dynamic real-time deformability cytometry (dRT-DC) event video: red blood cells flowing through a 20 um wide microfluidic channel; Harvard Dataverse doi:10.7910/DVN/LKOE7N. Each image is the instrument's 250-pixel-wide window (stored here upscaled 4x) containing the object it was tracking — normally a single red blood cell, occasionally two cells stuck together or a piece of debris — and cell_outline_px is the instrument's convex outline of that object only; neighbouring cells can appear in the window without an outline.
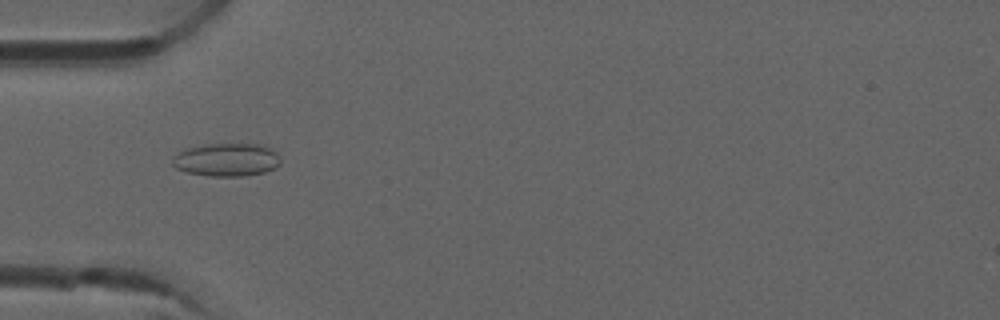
{"species": "common noctule bat (a hibernating species)", "species_latin": "Nyctalus noctula", "temperature_condition": "room temperature", "stored_images_in_passage": 8, "camera_frame_rate_fps": 3000, "um_per_image_px": 0.085, "animal": {"sex": "male", "forearm_length_mm": 52.5}, "frame": {"image": 1, "passage_image": 5, "time_ms": 1.333, "image_size_px": [1000, 320], "cell_outline_px": [[280, 164], [276, 168], [264, 172], [244, 176], [208, 176], [188, 172], [176, 168], [172, 164], [172, 156], [184, 148], [204, 144], [264, 144], [276, 152], [280, 156]], "centroid_in_image_um": [19.26, 13.57], "position_along_channel_um": 65.7, "area_um2": 21.15}}
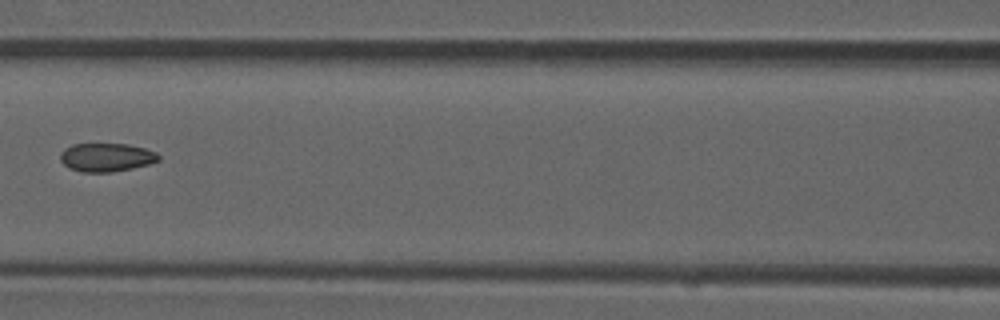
{"frame": {"image": 2, "passage_image": 7, "time_ms": 2.0, "image_size_px": [1000, 320], "cell_outline_px": [[160, 160], [148, 164], [132, 168], [112, 172], [84, 172], [68, 168], [60, 160], [60, 152], [64, 148], [72, 144], [128, 144], [144, 148], [156, 152], [160, 156]], "centroid_in_image_um": [9.02, 13.37], "position_along_channel_um": 157.6, "area_um2": 16.36}}
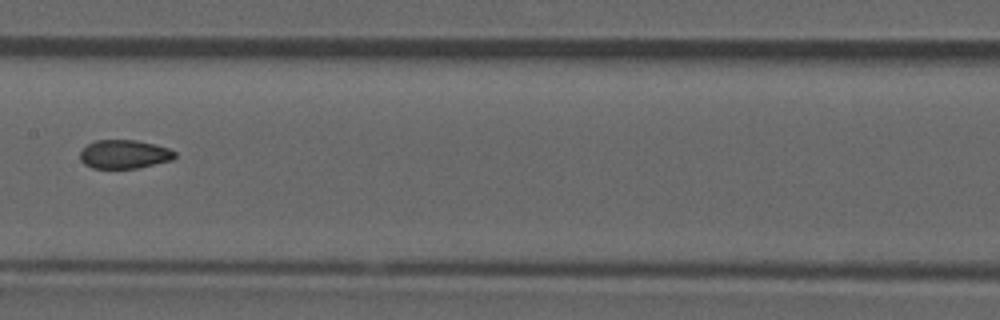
{"frame": {"image": 3, "passage_image": 8, "time_ms": 2.333, "image_size_px": [1000, 320], "cell_outline_px": [[176, 156], [172, 160], [136, 168], [92, 168], [84, 164], [80, 160], [80, 152], [88, 144], [96, 140], [136, 140], [168, 148], [176, 152]], "centroid_in_image_um": [10.55, 13.11], "position_along_channel_um": 196.9, "area_um2": 15.72}}